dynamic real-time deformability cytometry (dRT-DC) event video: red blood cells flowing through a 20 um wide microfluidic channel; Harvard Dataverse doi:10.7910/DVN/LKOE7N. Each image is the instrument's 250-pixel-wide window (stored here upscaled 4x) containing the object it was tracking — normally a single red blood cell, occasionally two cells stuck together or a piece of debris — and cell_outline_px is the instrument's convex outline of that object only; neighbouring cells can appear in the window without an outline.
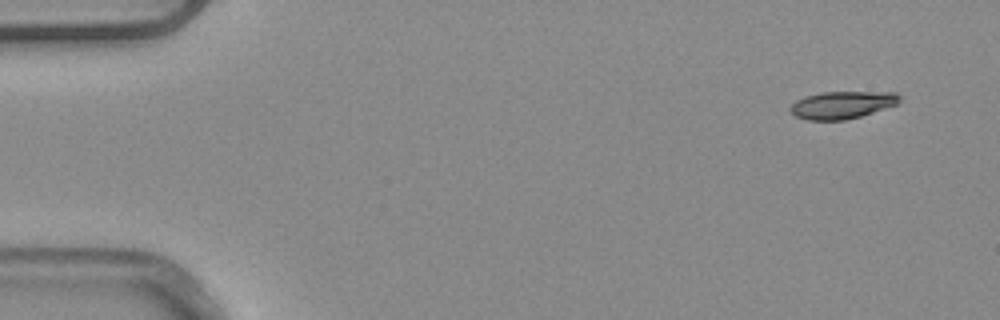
{"species": "common noctule bat (a hibernating species)", "species_latin": "Nyctalus noctula", "temperature_condition": "warm", "stored_images_in_passage": 5, "camera_frame_rate_fps": 3000, "um_per_image_px": 0.085, "animal": {"sex": "male", "body_mass_g": 20.4}, "frame": {"image": 1, "passage_image": 1, "time_ms": 0.0, "image_size_px": [1000, 320], "cell_outline_px": [[900, 100], [896, 104], [860, 116], [844, 120], [808, 120], [796, 116], [788, 108], [796, 100], [804, 96], [820, 92], [896, 92], [900, 96]], "centroid_in_image_um": [71.55, 8.91], "position_along_channel_um": 13.5, "area_um2": 17.34}}
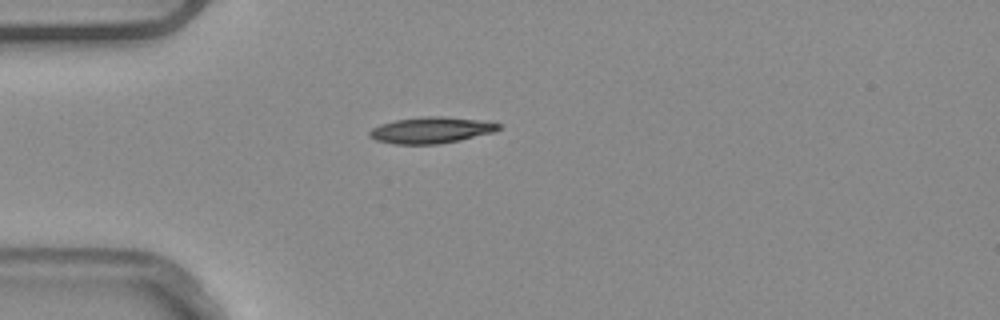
{"frame": {"image": 2, "passage_image": 4, "time_ms": 1.0, "image_size_px": [1000, 320], "cell_outline_px": [[500, 128], [492, 132], [460, 140], [440, 144], [396, 144], [376, 140], [368, 136], [368, 132], [372, 128], [380, 124], [396, 120], [428, 116], [440, 116], [480, 120], [500, 124]], "centroid_in_image_um": [36.6, 11.07], "position_along_channel_um": 48.4, "area_um2": 19.54}}